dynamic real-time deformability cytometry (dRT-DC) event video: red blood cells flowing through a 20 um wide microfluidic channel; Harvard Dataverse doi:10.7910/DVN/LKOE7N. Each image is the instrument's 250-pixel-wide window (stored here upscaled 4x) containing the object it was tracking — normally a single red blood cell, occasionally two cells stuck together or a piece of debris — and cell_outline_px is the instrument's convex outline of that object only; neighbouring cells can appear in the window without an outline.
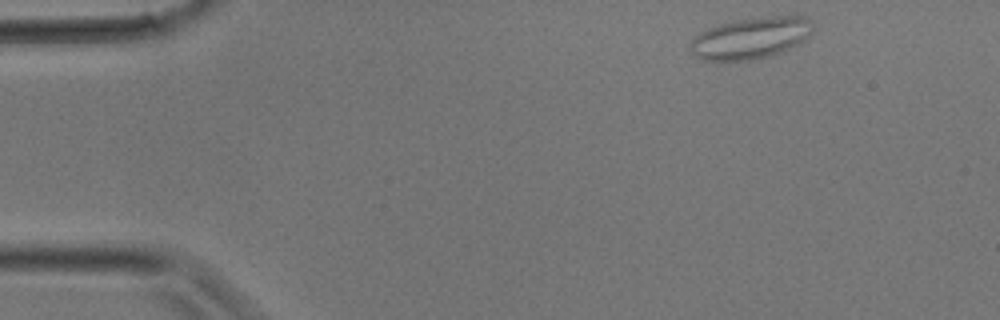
{"species": "common noctule bat (a hibernating species)", "species_latin": "Nyctalus noctula", "temperature_condition": "room temperature", "stored_images_in_passage": 28, "camera_frame_rate_fps": 3000, "um_per_image_px": 0.085, "animal": {"sex": "male", "body_mass_g": 17.9}, "frame": {"image": 1, "passage_image": 1, "time_ms": 0.0, "image_size_px": [1000, 320], "cell_outline_px": [[812, 32], [804, 40], [780, 52], [768, 56], [752, 60], [728, 64], [700, 60], [692, 52], [688, 44], [700, 32], [708, 28], [732, 20], [772, 16], [804, 16], [812, 20]], "centroid_in_image_um": [63.75, 3.27], "position_along_channel_um": 21.3, "area_um2": 30.23}}
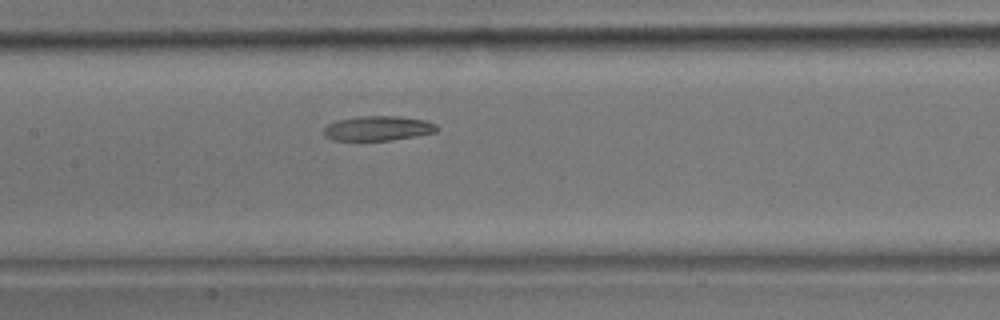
{"frame": {"image": 2, "passage_image": 12, "time_ms": 3.667, "image_size_px": [1000, 320], "cell_outline_px": [[440, 128], [436, 132], [416, 136], [392, 140], [332, 140], [324, 136], [324, 128], [328, 124], [336, 120], [360, 116], [400, 116], [424, 120], [436, 124]], "centroid_in_image_um": [32.14, 10.9], "position_along_channel_um": 175.3, "area_um2": 16.36}}
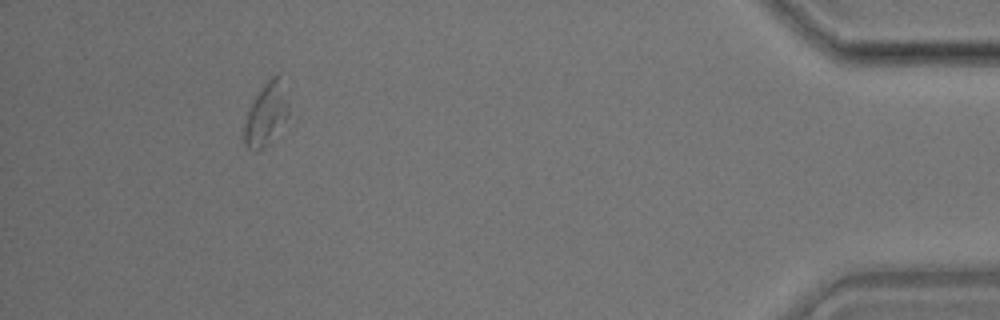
{"frame": {"image": 3, "passage_image": 26, "time_ms": 8.333, "image_size_px": [1000, 320], "cell_outline_px": [[288, 116], [264, 144], [256, 152], [252, 152], [244, 144], [244, 124], [248, 112], [256, 96], [264, 84], [272, 76], [280, 72], [288, 104]], "centroid_in_image_um": [22.6, 9.65], "position_along_channel_um": 412.6, "area_um2": 15.43}}